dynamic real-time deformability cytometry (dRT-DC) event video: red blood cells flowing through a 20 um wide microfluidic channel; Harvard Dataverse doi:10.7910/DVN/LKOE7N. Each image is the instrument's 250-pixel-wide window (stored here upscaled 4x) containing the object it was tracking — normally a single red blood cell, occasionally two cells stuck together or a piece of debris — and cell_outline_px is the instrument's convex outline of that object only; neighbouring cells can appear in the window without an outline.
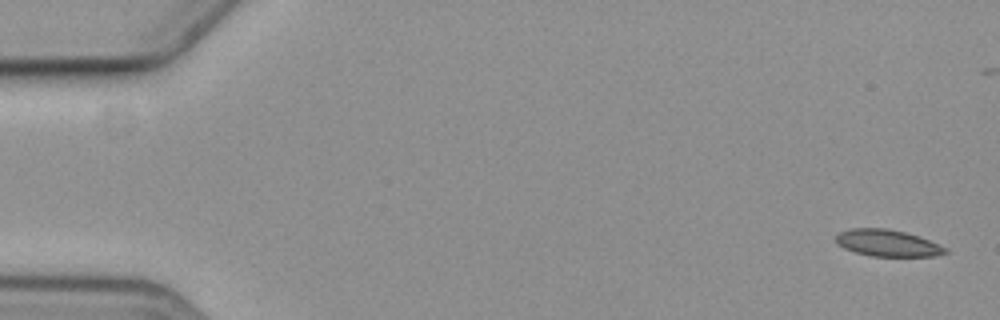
{"species": "common noctule bat (a hibernating species)", "species_latin": "Nyctalus noctula", "temperature_condition": "cold", "stored_images_in_passage": 6, "camera_frame_rate_fps": 3000, "um_per_image_px": 0.085, "animal": {"sex": "female", "body_mass_g": 19.3, "forearm_length_mm": 54.1}, "frame": {"image": 1, "passage_image": 1, "time_ms": 0.0, "image_size_px": [1000, 320], "cell_outline_px": [[948, 252], [936, 256], [872, 256], [856, 252], [844, 248], [836, 244], [836, 236], [840, 232], [852, 228], [884, 228], [904, 232], [928, 240], [948, 248]], "centroid_in_image_um": [75.43, 20.66], "position_along_channel_um": 9.6, "area_um2": 16.82}}